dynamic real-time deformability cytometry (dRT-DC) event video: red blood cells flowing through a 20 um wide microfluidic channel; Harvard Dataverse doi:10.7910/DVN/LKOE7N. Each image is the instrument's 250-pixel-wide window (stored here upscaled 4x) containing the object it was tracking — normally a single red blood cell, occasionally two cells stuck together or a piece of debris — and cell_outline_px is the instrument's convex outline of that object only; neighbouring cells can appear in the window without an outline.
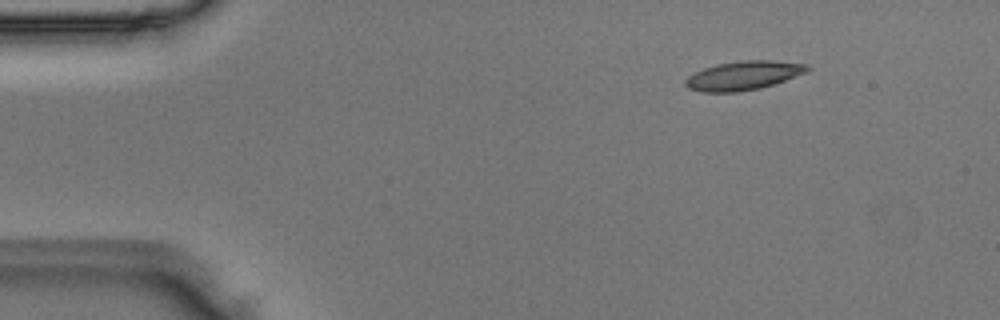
{"species": "Egyptian fruit bat (a non-hibernating species)", "species_latin": "Rousettus aegyptiacus", "temperature_condition": "room temperature", "stored_images_in_passage": 10, "camera_frame_rate_fps": 3000, "um_per_image_px": 0.085, "animal": {"sex": "male"}, "frame": {"image": 1, "passage_image": 1, "time_ms": 0.0, "image_size_px": [1000, 320], "cell_outline_px": [[812, 68], [808, 72], [760, 88], [736, 92], [700, 92], [688, 88], [684, 84], [684, 80], [688, 76], [704, 68], [716, 64], [744, 60], [772, 60], [808, 64]], "centroid_in_image_um": [63.2, 6.41], "position_along_channel_um": 21.8, "area_um2": 20.58}}